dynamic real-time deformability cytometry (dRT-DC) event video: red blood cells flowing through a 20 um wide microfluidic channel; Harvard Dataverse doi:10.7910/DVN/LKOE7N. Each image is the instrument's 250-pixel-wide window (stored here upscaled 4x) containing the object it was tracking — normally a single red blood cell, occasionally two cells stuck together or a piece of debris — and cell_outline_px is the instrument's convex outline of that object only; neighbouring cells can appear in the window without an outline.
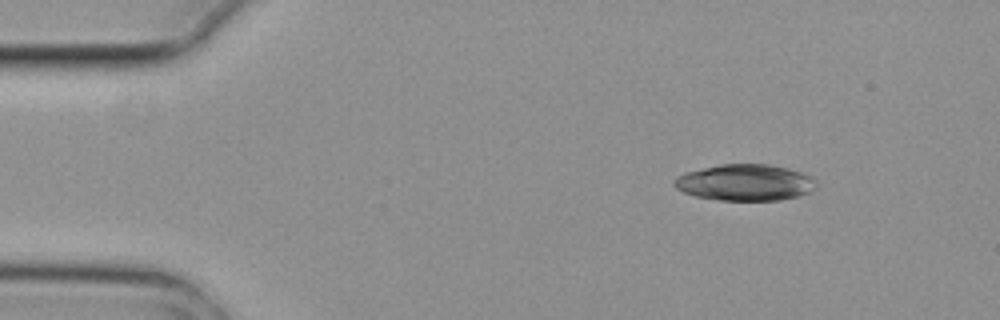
{"species": "common noctule bat (a hibernating species)", "species_latin": "Nyctalus noctula", "temperature_condition": "cold", "stored_images_in_passage": 4, "camera_frame_rate_fps": 3000, "um_per_image_px": 0.085, "animal": {"sex": "female", "body_mass_g": 29.2, "forearm_length_mm": 56.3}, "frame": {"image": 1, "passage_image": 1, "time_ms": 0.0, "image_size_px": [1000, 320], "cell_outline_px": [[816, 188], [808, 192], [796, 196], [780, 200], [716, 200], [696, 196], [684, 192], [676, 188], [672, 184], [676, 176], [684, 172], [720, 164], [768, 164], [788, 168], [812, 176], [816, 180]], "centroid_in_image_um": [63.31, 15.51], "position_along_channel_um": 21.7, "area_um2": 30.17}}